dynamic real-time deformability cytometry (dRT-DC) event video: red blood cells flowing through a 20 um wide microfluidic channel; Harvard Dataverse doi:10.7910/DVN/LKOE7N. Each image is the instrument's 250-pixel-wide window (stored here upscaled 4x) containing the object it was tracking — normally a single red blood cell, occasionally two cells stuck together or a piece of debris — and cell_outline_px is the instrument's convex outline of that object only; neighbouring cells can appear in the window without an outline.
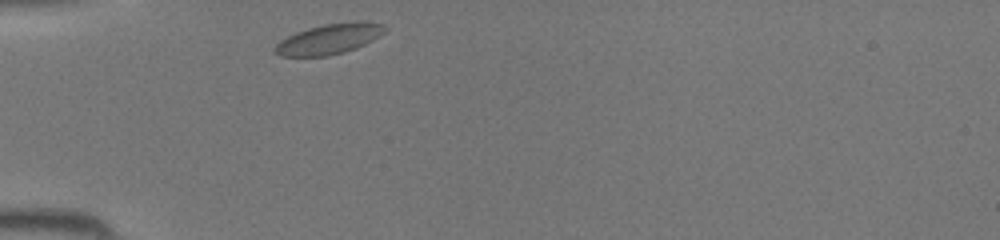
{"species": "common noctule bat (a hibernating species)", "species_latin": "Nyctalus noctula", "temperature_condition": "room temperature", "stored_images_in_passage": 26, "camera_frame_rate_fps": 3000, "um_per_image_px": 0.085, "animal": {"sex": "female", "body_mass_g": 19.5, "forearm_length_mm": 54.1}, "frame": {"image": 1, "passage_image": 1, "time_ms": 0.0, "image_size_px": [1000, 240], "cell_outline_px": [[388, 28], [380, 36], [356, 48], [344, 52], [328, 56], [280, 56], [272, 52], [272, 48], [280, 40], [296, 32], [308, 28], [324, 24], [352, 20], [356, 20], [384, 24]], "centroid_in_image_um": [27.97, 3.3], "position_along_channel_um": 57.0, "area_um2": 19.71}}
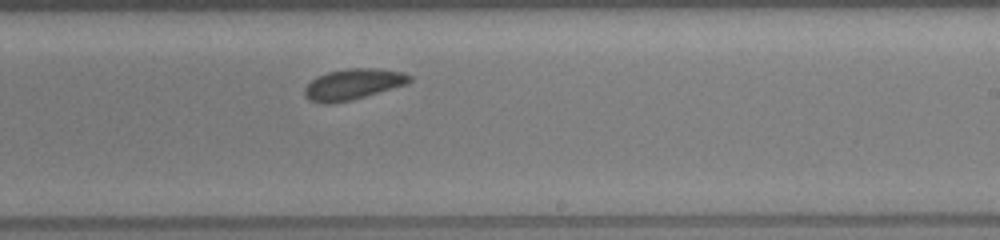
{"frame": {"image": 2, "passage_image": 15, "time_ms": 4.667, "image_size_px": [1000, 240], "cell_outline_px": [[412, 80], [408, 84], [352, 100], [332, 104], [320, 104], [308, 100], [304, 96], [304, 88], [316, 76], [328, 72], [348, 68], [380, 68], [404, 72], [412, 76]], "centroid_in_image_um": [30.01, 7.17], "position_along_channel_um": 259.0, "area_um2": 19.25}}
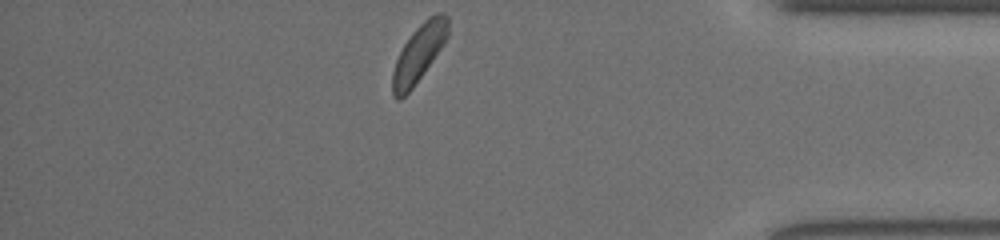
{"frame": {"image": 3, "passage_image": 26, "time_ms": 8.333, "image_size_px": [1000, 240], "cell_outline_px": [[448, 36], [432, 60], [412, 88], [400, 100], [396, 100], [392, 96], [392, 72], [396, 60], [404, 44], [412, 32], [428, 16], [436, 12], [444, 12], [448, 16]], "centroid_in_image_um": [35.59, 4.51], "position_along_channel_um": 399.6, "area_um2": 18.32}}